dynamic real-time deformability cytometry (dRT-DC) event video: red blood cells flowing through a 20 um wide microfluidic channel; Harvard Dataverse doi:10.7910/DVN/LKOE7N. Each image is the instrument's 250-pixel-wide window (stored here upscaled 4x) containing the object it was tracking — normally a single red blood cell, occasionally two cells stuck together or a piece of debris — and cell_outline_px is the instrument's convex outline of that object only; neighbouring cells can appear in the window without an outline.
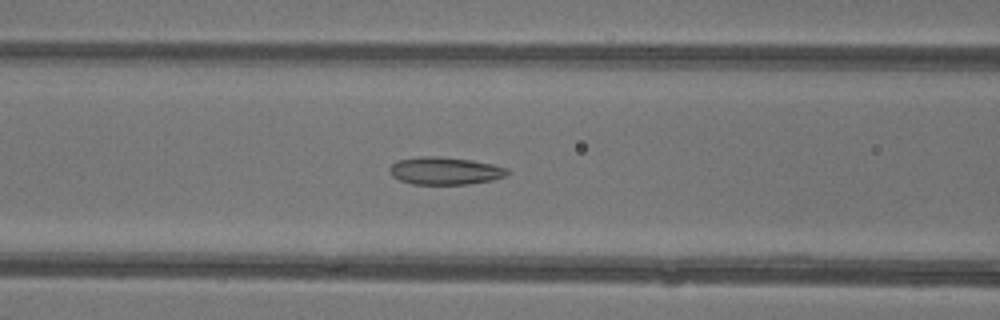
{"species": "common noctule bat (a hibernating species)", "species_latin": "Nyctalus noctula", "temperature_condition": "warm", "stored_images_in_passage": 39, "camera_frame_rate_fps": 3000, "um_per_image_px": 0.085, "animal": {"sex": "female"}, "frame": {"image": 1, "passage_image": 20, "time_ms": 6.333, "image_size_px": [1000, 320], "cell_outline_px": [[508, 172], [504, 176], [492, 180], [468, 184], [412, 184], [400, 180], [392, 176], [388, 172], [388, 168], [396, 160], [420, 156], [436, 156], [472, 160], [492, 164], [508, 168]], "centroid_in_image_um": [37.77, 14.51], "position_along_channel_um": 128.8, "area_um2": 18.96}}
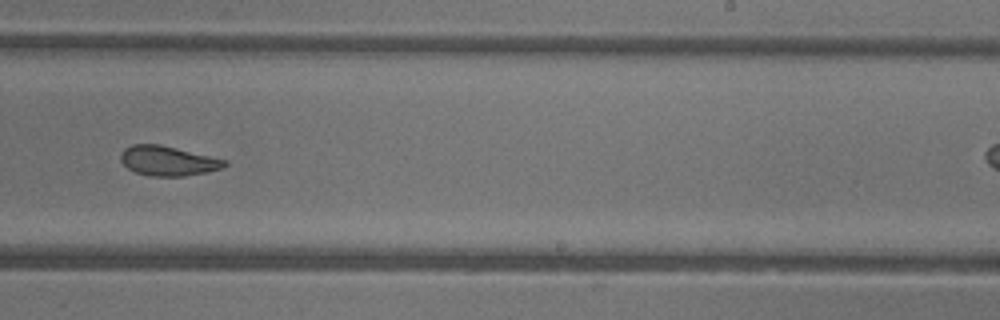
{"frame": {"image": 2, "passage_image": 30, "time_ms": 9.667, "image_size_px": [1000, 320], "cell_outline_px": [[228, 164], [224, 168], [184, 176], [148, 176], [136, 172], [128, 168], [120, 160], [120, 156], [124, 148], [132, 144], [160, 144], [228, 160]], "centroid_in_image_um": [14.28, 13.67], "position_along_channel_um": 274.7, "area_um2": 18.03}}
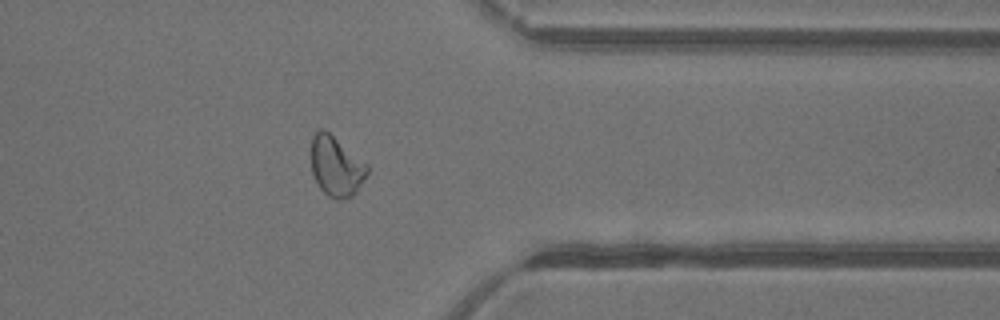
{"frame": {"image": 3, "passage_image": 38, "time_ms": 12.333, "image_size_px": [1000, 320], "cell_outline_px": [[368, 172], [356, 192], [352, 196], [340, 200], [336, 200], [328, 196], [320, 188], [312, 172], [312, 136], [320, 128], [324, 128], [368, 164]], "centroid_in_image_um": [28.58, 14.13], "position_along_channel_um": 382.8, "area_um2": 19.54}, "authors_computed_cell_mechanics": {"area_um2": 18.9584, "velocity_mm_per_s": 4.3789, "shape_relaxation_time_tau1_ms": 3.1601, "shape_relaxation_time_tau2_ms": 2.2234, "deformation_change_tau1": 0.1677, "deformation_change_tau2": 0.084}}